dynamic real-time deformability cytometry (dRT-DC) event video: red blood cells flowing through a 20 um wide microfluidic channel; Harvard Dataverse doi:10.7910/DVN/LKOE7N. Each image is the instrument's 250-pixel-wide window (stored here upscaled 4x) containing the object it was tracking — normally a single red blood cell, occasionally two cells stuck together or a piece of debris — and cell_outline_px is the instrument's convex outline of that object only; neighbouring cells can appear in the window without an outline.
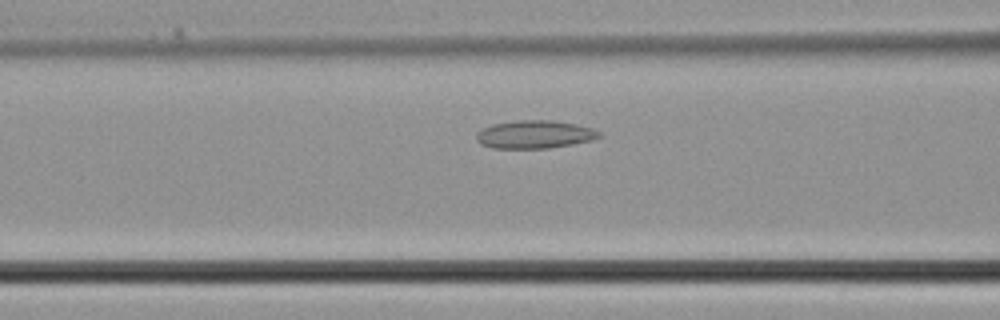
{"species": "common noctule bat (a hibernating species)", "species_latin": "Nyctalus noctula", "temperature_condition": "cold", "stored_images_in_passage": 32, "camera_frame_rate_fps": 3000, "um_per_image_px": 0.085, "animal": {"sex": "male", "body_mass_g": 21.5, "forearm_length_mm": 52.0}, "frame": {"image": 1, "passage_image": 9, "time_ms": 2.667, "image_size_px": [1000, 320], "cell_outline_px": [[604, 136], [592, 140], [572, 144], [548, 148], [492, 148], [480, 144], [476, 140], [476, 132], [492, 124], [520, 120], [552, 120], [576, 124], [592, 128], [600, 132]], "centroid_in_image_um": [45.45, 11.43], "position_along_channel_um": 121.1, "area_um2": 20.11}}
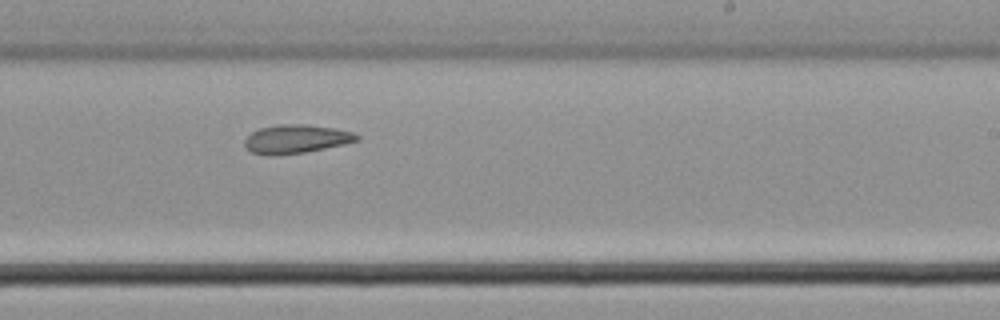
{"frame": {"image": 2, "passage_image": 17, "time_ms": 5.333, "image_size_px": [1000, 320], "cell_outline_px": [[360, 140], [344, 144], [304, 152], [276, 156], [268, 156], [252, 152], [244, 144], [244, 140], [252, 132], [260, 128], [280, 124], [304, 124], [332, 128], [352, 132], [360, 136]], "centroid_in_image_um": [25.15, 11.82], "position_along_channel_um": 263.8, "area_um2": 18.61}}
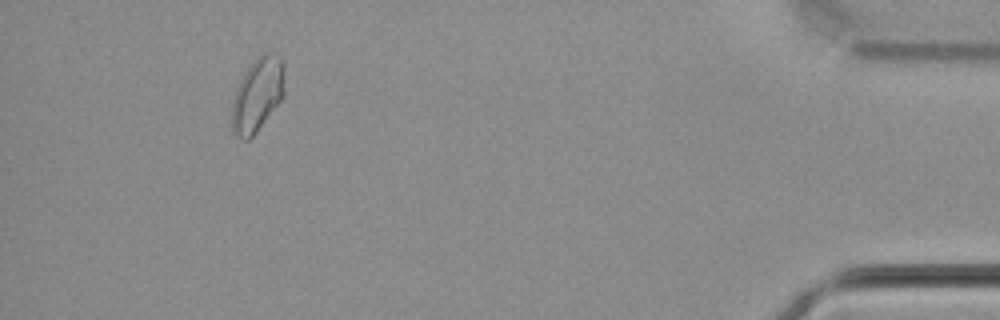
{"frame": {"image": 3, "passage_image": 29, "time_ms": 9.333, "image_size_px": [1000, 320], "cell_outline_px": [[284, 96], [256, 132], [248, 140], [244, 140], [236, 136], [232, 132], [232, 104], [236, 88], [244, 72], [264, 52], [276, 52], [284, 60]], "centroid_in_image_um": [21.9, 8.03], "position_along_channel_um": 413.3, "area_um2": 22.72}}